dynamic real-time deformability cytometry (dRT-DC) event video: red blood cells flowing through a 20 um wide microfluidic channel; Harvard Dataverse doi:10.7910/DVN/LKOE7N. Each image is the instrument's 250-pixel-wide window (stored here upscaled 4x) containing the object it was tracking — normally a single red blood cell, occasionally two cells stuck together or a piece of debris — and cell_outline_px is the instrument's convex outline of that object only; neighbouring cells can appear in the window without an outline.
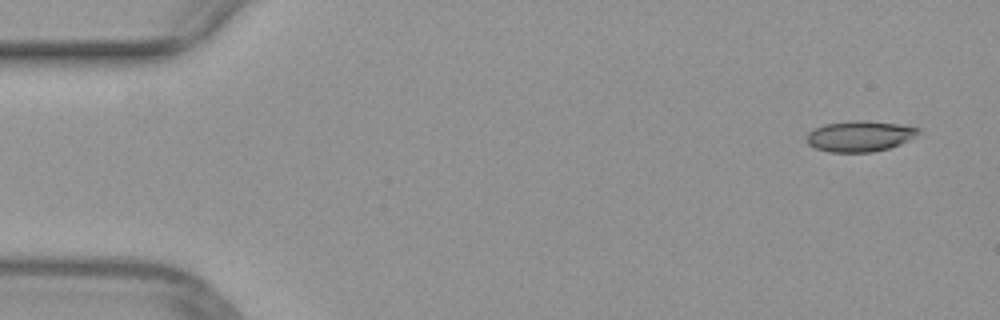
{"species": "common noctule bat (a hibernating species)", "species_latin": "Nyctalus noctula", "temperature_condition": "warm", "stored_images_in_passage": 49, "camera_frame_rate_fps": 3000, "um_per_image_px": 0.085, "animal": {"sex": "female", "body_mass_g": 29.2, "forearm_length_mm": 56.3}, "frame": {"image": 1, "passage_image": 1, "time_ms": 0.0, "image_size_px": [1000, 320], "cell_outline_px": [[920, 132], [908, 140], [900, 144], [888, 148], [872, 152], [828, 152], [816, 148], [808, 144], [804, 140], [808, 132], [824, 124], [848, 120], [864, 120], [896, 124], [920, 128]], "centroid_in_image_um": [73.02, 11.57], "position_along_channel_um": 12.0, "area_um2": 20.06}}
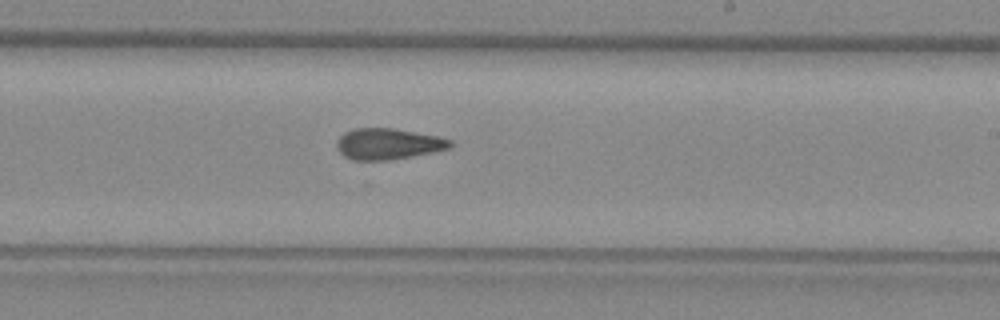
{"frame": {"image": 2, "passage_image": 28, "time_ms": 9.0, "image_size_px": [1000, 320], "cell_outline_px": [[452, 144], [448, 148], [388, 160], [352, 160], [344, 156], [336, 148], [336, 140], [344, 132], [352, 128], [392, 128], [436, 136], [452, 140]], "centroid_in_image_um": [32.89, 12.22], "position_along_channel_um": 256.1, "area_um2": 20.23}}
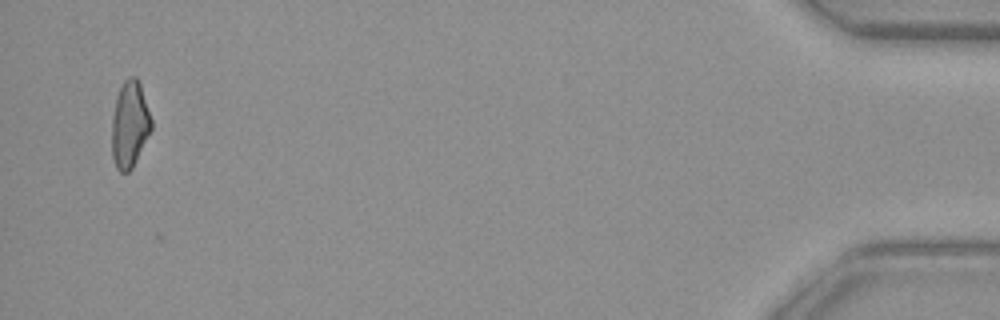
{"frame": {"image": 3, "passage_image": 47, "time_ms": 15.333, "image_size_px": [1000, 320], "cell_outline_px": [[152, 128], [132, 168], [128, 172], [120, 172], [116, 168], [112, 156], [112, 116], [116, 96], [124, 80], [128, 76], [136, 76], [140, 80], [152, 120]], "centroid_in_image_um": [11.03, 10.53], "position_along_channel_um": 424.2, "area_um2": 20.11}}